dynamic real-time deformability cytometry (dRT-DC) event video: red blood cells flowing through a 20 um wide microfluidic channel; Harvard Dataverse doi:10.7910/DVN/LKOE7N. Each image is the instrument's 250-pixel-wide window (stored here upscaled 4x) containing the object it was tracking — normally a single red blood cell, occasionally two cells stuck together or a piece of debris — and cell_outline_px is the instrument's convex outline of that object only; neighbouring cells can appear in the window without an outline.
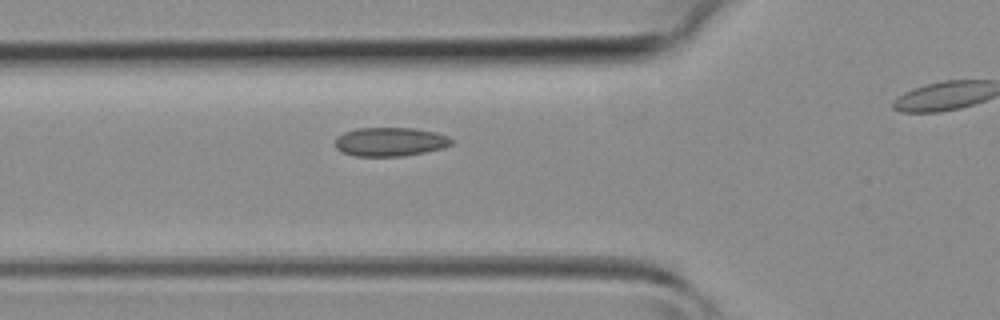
{"species": "common noctule bat (a hibernating species)", "species_latin": "Nyctalus noctula", "temperature_condition": "room temperature", "stored_images_in_passage": 21, "camera_frame_rate_fps": 3000, "um_per_image_px": 0.085, "animal": {"sex": "female", "body_mass_g": 19.3, "forearm_length_mm": 54.1}, "frame": {"image": 1, "passage_image": 2, "time_ms": 0.333, "image_size_px": [1000, 320], "cell_outline_px": [[452, 144], [440, 148], [424, 152], [404, 156], [352, 156], [340, 152], [336, 148], [336, 140], [344, 132], [356, 128], [416, 128], [436, 132], [448, 136], [452, 140]], "centroid_in_image_um": [33.15, 12.05], "position_along_channel_um": 92.7, "area_um2": 19.54}}
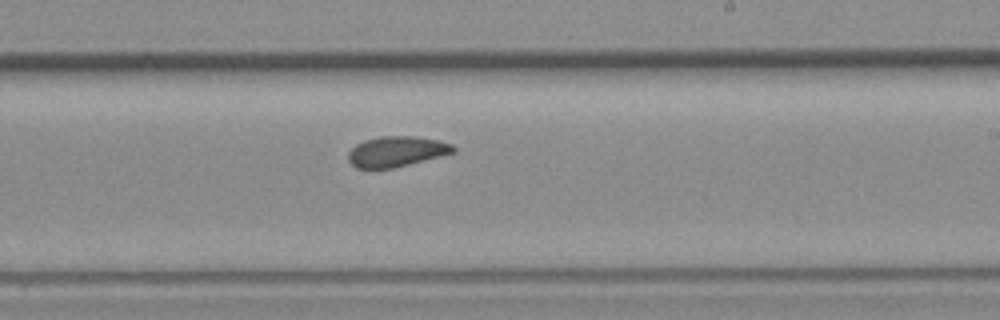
{"frame": {"image": 2, "passage_image": 12, "time_ms": 3.667, "image_size_px": [1000, 320], "cell_outline_px": [[456, 152], [392, 168], [356, 168], [348, 160], [348, 152], [356, 144], [364, 140], [380, 136], [416, 136], [436, 140], [452, 144], [456, 148]], "centroid_in_image_um": [33.69, 12.87], "position_along_channel_um": 255.3, "area_um2": 18.5}}
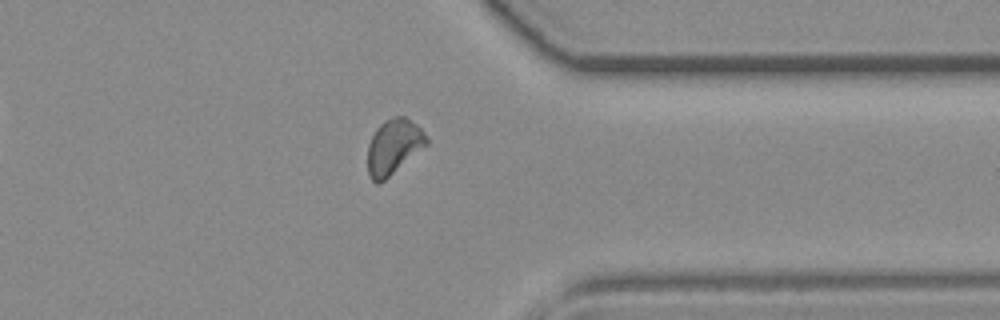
{"frame": {"image": 3, "passage_image": 20, "time_ms": 6.333, "image_size_px": [1000, 320], "cell_outline_px": [[428, 144], [384, 180], [376, 184], [368, 176], [368, 144], [376, 128], [384, 120], [396, 116], [404, 116], [416, 124], [428, 136]], "centroid_in_image_um": [33.45, 12.46], "position_along_channel_um": 377.9, "area_um2": 18.79}}